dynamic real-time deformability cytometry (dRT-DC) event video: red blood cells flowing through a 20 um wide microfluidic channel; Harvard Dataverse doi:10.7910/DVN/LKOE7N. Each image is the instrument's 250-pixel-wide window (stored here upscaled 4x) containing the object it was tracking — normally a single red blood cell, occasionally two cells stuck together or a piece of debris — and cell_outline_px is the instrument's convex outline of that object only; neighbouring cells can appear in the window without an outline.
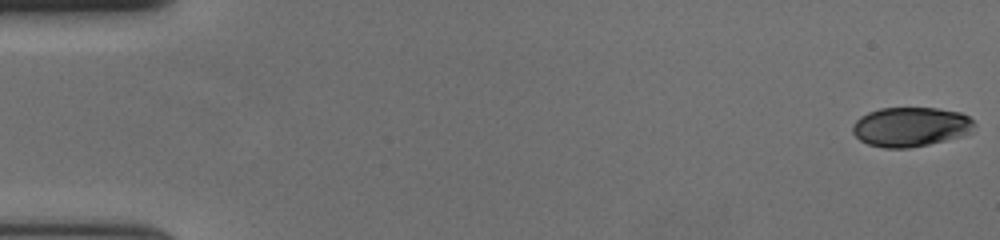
{"species": "human", "species_latin": "Homo sapiens", "temperature_condition": "cold", "stored_images_in_passage": 58, "camera_frame_rate_fps": 3000, "um_per_image_px": 0.085, "donor": {"sex": "female"}, "frame": {"image": 1, "passage_image": 1, "time_ms": 0.0, "image_size_px": [1000, 240], "cell_outline_px": [[976, 124], [972, 132], [960, 136], [928, 144], [908, 148], [884, 148], [868, 144], [860, 140], [852, 132], [852, 128], [856, 120], [860, 116], [868, 112], [880, 108], [936, 108], [960, 112], [968, 116]], "centroid_in_image_um": [77.4, 10.77], "position_along_channel_um": 7.6, "area_um2": 27.98}}
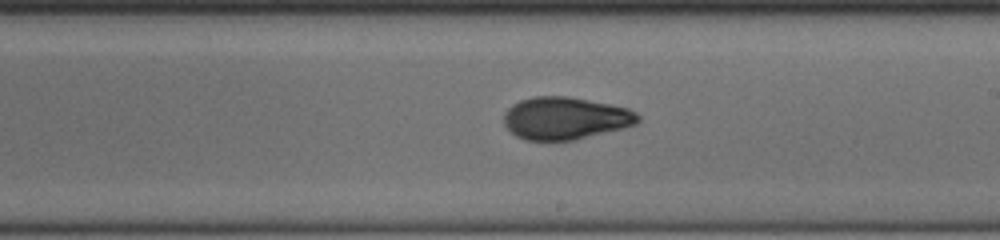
{"frame": {"image": 2, "passage_image": 34, "time_ms": 11.0, "image_size_px": [1000, 240], "cell_outline_px": [[640, 120], [636, 124], [624, 128], [576, 140], [524, 140], [516, 136], [504, 124], [504, 112], [512, 104], [520, 100], [532, 96], [568, 96], [628, 108], [636, 112], [640, 116]], "centroid_in_image_um": [48.05, 10.05], "position_along_channel_um": 240.9, "area_um2": 33.29}}
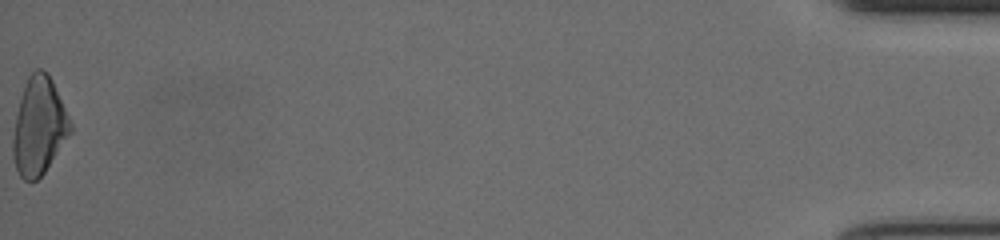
{"frame": {"image": 3, "passage_image": 58, "time_ms": 19.0, "image_size_px": [1000, 240], "cell_outline_px": [[72, 132], [44, 172], [36, 180], [24, 180], [20, 176], [16, 168], [12, 156], [12, 140], [16, 116], [24, 84], [28, 76], [36, 68], [40, 68], [48, 72], [52, 80], [72, 124]], "centroid_in_image_um": [3.31, 10.72], "position_along_channel_um": 431.9, "area_um2": 32.43}, "authors_computed_cell_mechanics": {"area_um2": 31.8767, "velocity_mm_per_s": 3.6789, "shape_relaxation_time_tau1_ms": 5.8702, "shape_relaxation_time_tau2_ms": 1.634, "deformation_change_tau1": 0.1807, "deformation_change_tau2": 0.057}}